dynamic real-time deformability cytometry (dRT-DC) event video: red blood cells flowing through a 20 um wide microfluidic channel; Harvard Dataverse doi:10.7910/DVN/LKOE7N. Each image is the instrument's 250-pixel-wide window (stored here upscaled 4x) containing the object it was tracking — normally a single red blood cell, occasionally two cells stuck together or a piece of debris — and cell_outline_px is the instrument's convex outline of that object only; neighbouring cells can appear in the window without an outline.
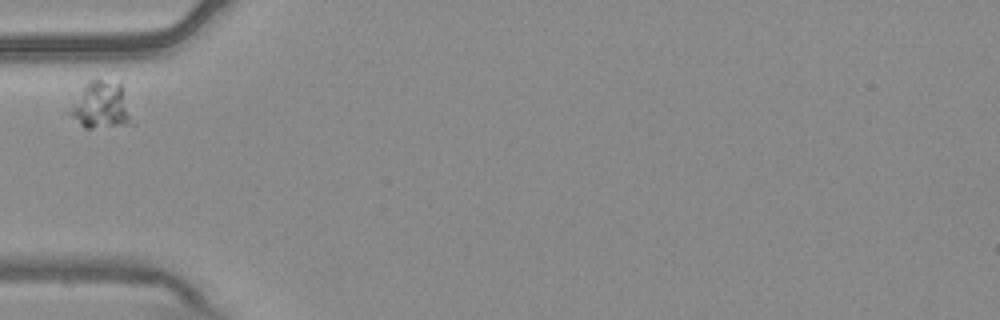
{"species": "common noctule bat (a hibernating species)", "species_latin": "Nyctalus noctula", "temperature_condition": "warm", "stored_images_in_passage": 4, "camera_frame_rate_fps": 3000, "um_per_image_px": 0.085, "animal": {"sex": "male", "body_mass_g": 20.4}, "frame": {"image": 1, "passage_image": 1, "time_ms": 0.0, "image_size_px": [1000, 320], "cell_outline_px": [[132, 124], [92, 128], [84, 128], [64, 112], [84, 84], [92, 76], [96, 76], [120, 84]], "centroid_in_image_um": [8.45, 8.91], "position_along_channel_um": 76.6, "area_um2": 17.28}}
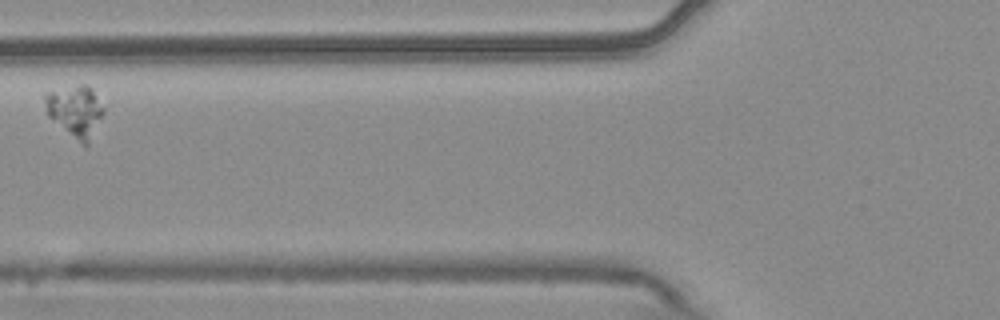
{"frame": {"image": 2, "passage_image": 2, "time_ms": 0.333, "image_size_px": [1000, 320], "cell_outline_px": [[104, 112], [88, 144], [84, 144], [48, 116], [44, 100], [44, 92], [80, 84], [88, 84], [92, 88], [104, 108]], "centroid_in_image_um": [6.4, 9.36], "position_along_channel_um": 119.4, "area_um2": 17.17}}